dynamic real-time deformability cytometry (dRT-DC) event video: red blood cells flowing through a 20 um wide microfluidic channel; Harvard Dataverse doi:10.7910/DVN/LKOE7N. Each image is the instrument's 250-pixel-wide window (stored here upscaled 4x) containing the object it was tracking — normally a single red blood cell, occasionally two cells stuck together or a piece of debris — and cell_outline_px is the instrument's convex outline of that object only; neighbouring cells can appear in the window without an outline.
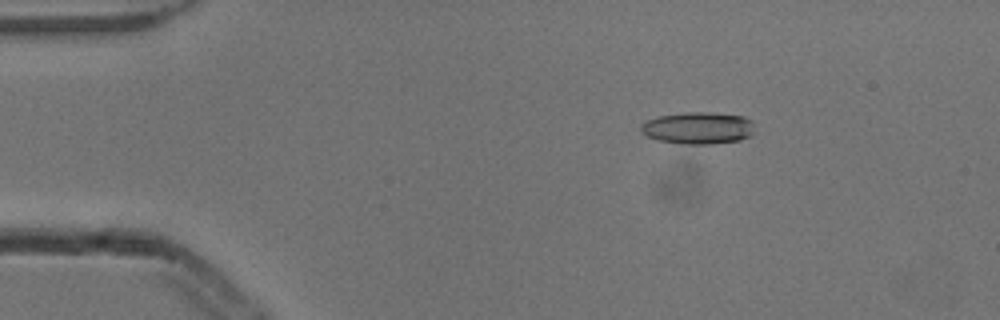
{"species": "common noctule bat (a hibernating species)", "species_latin": "Nyctalus noctula", "temperature_condition": "cold", "stored_images_in_passage": 3, "camera_frame_rate_fps": 3000, "um_per_image_px": 0.085, "animal": {"sex": "male", "body_mass_g": 13.3}, "frame": {"image": 1, "passage_image": 1, "time_ms": 0.0, "image_size_px": [1000, 320], "cell_outline_px": [[752, 136], [740, 140], [712, 144], [684, 144], [660, 140], [648, 136], [640, 132], [640, 124], [648, 120], [660, 116], [684, 112], [708, 112], [744, 116], [752, 120]], "centroid_in_image_um": [59.35, 10.88], "position_along_channel_um": 25.7, "area_um2": 21.21}}